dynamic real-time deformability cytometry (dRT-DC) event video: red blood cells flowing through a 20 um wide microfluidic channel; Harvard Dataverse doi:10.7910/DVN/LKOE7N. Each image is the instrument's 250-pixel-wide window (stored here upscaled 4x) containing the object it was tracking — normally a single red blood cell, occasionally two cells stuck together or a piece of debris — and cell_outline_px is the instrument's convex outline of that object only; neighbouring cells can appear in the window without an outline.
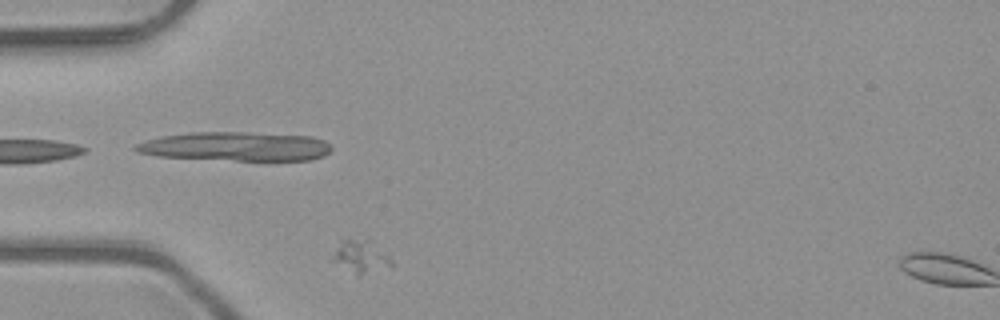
{"species": "common noctule bat (a hibernating species)", "species_latin": "Nyctalus noctula", "temperature_condition": "room temperature", "stored_images_in_passage": 2, "camera_frame_rate_fps": 3000, "um_per_image_px": 0.085, "animal": {"sex": "male", "body_mass_g": 23.1, "forearm_length_mm": 52.7}, "frame": {"image": 1, "passage_image": 1, "time_ms": 0.0, "image_size_px": [1000, 320], "cell_outline_px": [[396, 264], [392, 268], [356, 276], [328, 260], [344, 240], [348, 236], [352, 236], [360, 240], [388, 256]], "centroid_in_image_um": [30.62, 21.91], "position_along_channel_um": 54.4, "area_um2": 11.1}}